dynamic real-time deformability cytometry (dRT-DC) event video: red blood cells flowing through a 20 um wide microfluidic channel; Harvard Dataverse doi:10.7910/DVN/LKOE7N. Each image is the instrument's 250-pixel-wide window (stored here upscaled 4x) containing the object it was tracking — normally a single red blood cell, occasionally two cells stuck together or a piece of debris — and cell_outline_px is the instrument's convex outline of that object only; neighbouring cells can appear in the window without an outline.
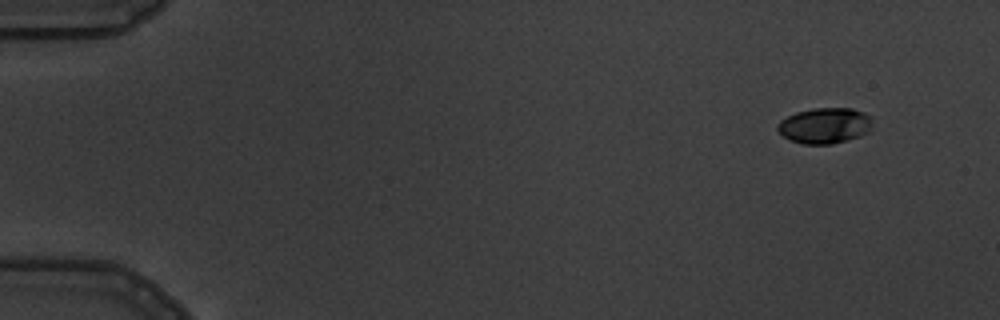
{"species": "common noctule bat (a hibernating species)", "species_latin": "Nyctalus noctula", "temperature_condition": "warm", "stored_images_in_passage": 5, "camera_frame_rate_fps": 3000, "um_per_image_px": 0.085, "animal": {"sex": "male", "body_mass_g": 19.5, "forearm_length_mm": 54.6}, "frame": {"image": 1, "passage_image": 1, "time_ms": 0.0, "image_size_px": [1000, 320], "cell_outline_px": [[872, 132], [860, 136], [832, 144], [804, 144], [788, 140], [776, 128], [776, 124], [780, 120], [796, 112], [812, 108], [852, 108], [864, 112], [872, 116]], "centroid_in_image_um": [70.14, 10.67], "position_along_channel_um": 14.9, "area_um2": 20.11}}